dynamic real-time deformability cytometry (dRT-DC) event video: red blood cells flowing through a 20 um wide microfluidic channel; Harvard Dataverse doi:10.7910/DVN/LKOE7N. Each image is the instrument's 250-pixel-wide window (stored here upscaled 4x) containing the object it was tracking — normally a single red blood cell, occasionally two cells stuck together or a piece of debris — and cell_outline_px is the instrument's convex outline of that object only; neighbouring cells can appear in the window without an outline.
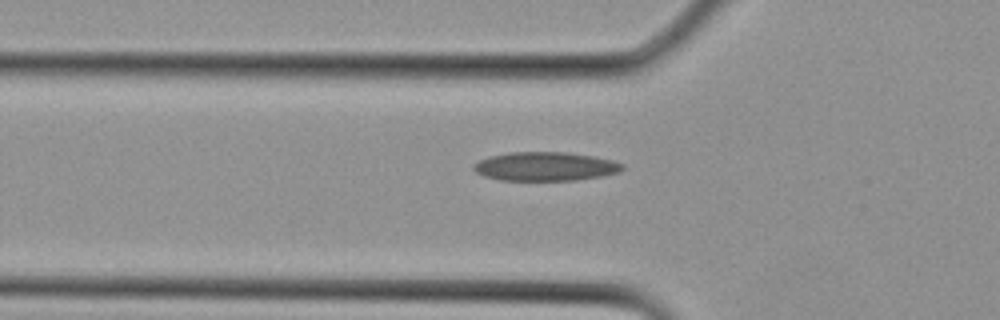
{"species": "Egyptian fruit bat (a non-hibernating species)", "species_latin": "Rousettus aegyptiacus", "temperature_condition": "cold", "stored_images_in_passage": 15, "camera_frame_rate_fps": 3000, "um_per_image_px": 0.085, "animal": {"sex": "female"}, "frame": {"image": 1, "passage_image": 3, "time_ms": 0.667, "image_size_px": [1000, 320], "cell_outline_px": [[624, 168], [620, 172], [604, 176], [576, 180], [500, 180], [484, 176], [476, 172], [472, 168], [472, 164], [488, 156], [512, 152], [564, 152], [592, 156], [612, 160], [624, 164]], "centroid_in_image_um": [46.35, 14.15], "position_along_channel_um": 79.4, "area_um2": 25.09}}
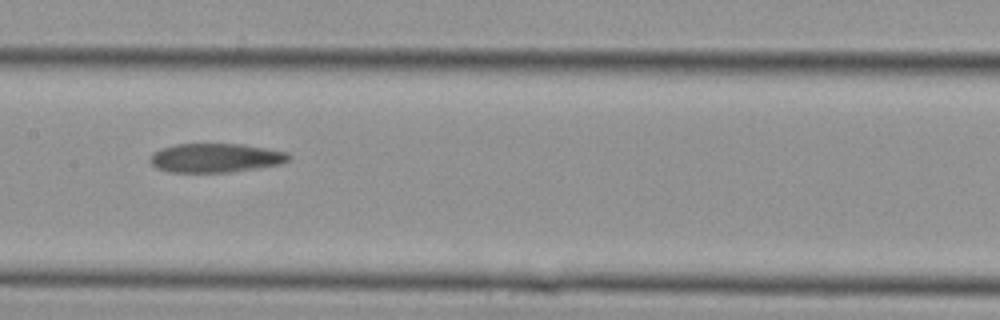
{"frame": {"image": 2, "passage_image": 8, "time_ms": 2.333, "image_size_px": [1000, 320], "cell_outline_px": [[288, 160], [280, 164], [232, 172], [168, 172], [156, 168], [148, 160], [152, 152], [160, 148], [176, 144], [240, 144], [288, 152]], "centroid_in_image_um": [18.24, 13.42], "position_along_channel_um": 189.2, "area_um2": 23.41}}
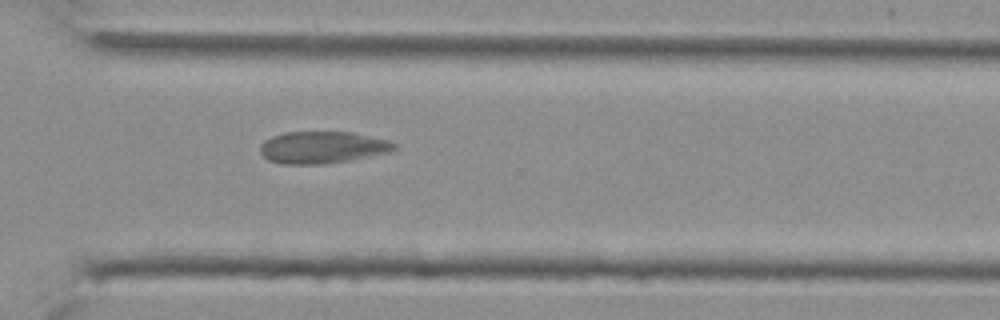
{"frame": {"image": 3, "passage_image": 15, "time_ms": 4.667, "image_size_px": [1000, 320], "cell_outline_px": [[396, 148], [388, 152], [348, 160], [324, 164], [280, 164], [268, 160], [260, 152], [260, 144], [264, 140], [272, 136], [284, 132], [352, 132], [388, 140], [396, 144]], "centroid_in_image_um": [27.35, 12.52], "position_along_channel_um": 343.2, "area_um2": 24.91}}